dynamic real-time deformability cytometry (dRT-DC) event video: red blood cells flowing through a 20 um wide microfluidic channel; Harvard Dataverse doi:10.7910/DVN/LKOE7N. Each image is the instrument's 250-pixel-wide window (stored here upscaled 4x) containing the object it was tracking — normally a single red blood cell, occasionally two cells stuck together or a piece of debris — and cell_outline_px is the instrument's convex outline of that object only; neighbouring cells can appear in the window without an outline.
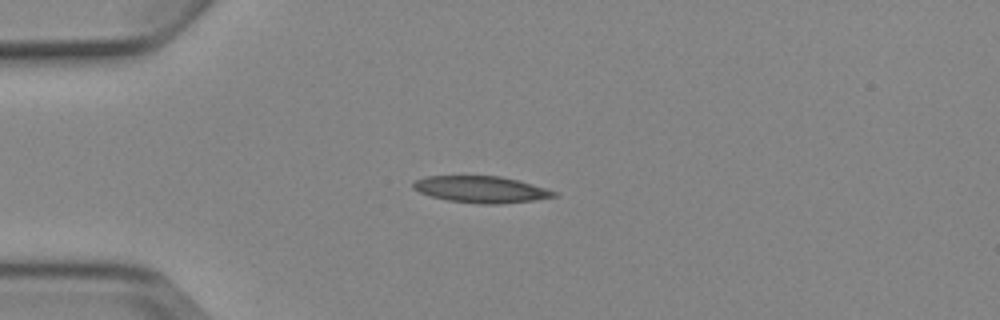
{"species": "Egyptian fruit bat (a non-hibernating species)", "species_latin": "Rousettus aegyptiacus", "temperature_condition": "cold", "stored_images_in_passage": 4, "camera_frame_rate_fps": 3000, "um_per_image_px": 0.085, "animal": {"sex": "female"}, "frame": {"image": 1, "passage_image": 3, "time_ms": 2.333, "image_size_px": [1000, 320], "cell_outline_px": [[560, 196], [532, 200], [500, 204], [480, 204], [448, 200], [432, 196], [420, 192], [412, 188], [412, 184], [416, 180], [428, 176], [500, 176], [532, 184], [560, 192]], "centroid_in_image_um": [40.94, 16.1], "position_along_channel_um": 44.1, "area_um2": 21.73}}